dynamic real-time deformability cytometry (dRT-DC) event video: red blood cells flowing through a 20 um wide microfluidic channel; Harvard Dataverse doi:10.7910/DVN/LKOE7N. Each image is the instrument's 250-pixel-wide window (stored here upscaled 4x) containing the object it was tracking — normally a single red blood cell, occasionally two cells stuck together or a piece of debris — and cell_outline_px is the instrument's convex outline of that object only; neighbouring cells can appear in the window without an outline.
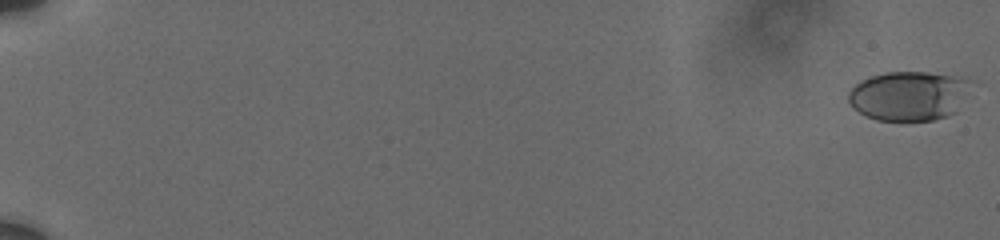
{"species": "human", "species_latin": "Homo sapiens", "temperature_condition": "cold", "stored_images_in_passage": 10, "camera_frame_rate_fps": 3000, "um_per_image_px": 0.085, "donor": {"sex": "male"}, "frame": {"image": 1, "passage_image": 1, "time_ms": 0.0, "image_size_px": [1000, 240], "cell_outline_px": [[964, 80], [956, 112], [948, 116], [932, 120], [876, 120], [864, 116], [852, 108], [848, 100], [848, 92], [860, 80], [872, 76], [888, 72], [928, 72], [960, 76]], "centroid_in_image_um": [77.08, 8.16], "position_along_channel_um": 7.9, "area_um2": 34.33}}
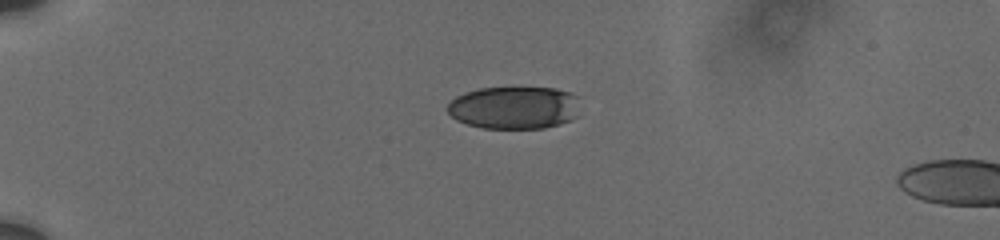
{"frame": {"image": 2, "passage_image": 8, "time_ms": 5.333, "image_size_px": [1000, 240], "cell_outline_px": [[580, 96], [576, 116], [572, 120], [560, 124], [544, 128], [484, 128], [468, 124], [456, 120], [444, 108], [456, 96], [464, 92], [480, 88], [556, 88], [572, 92]], "centroid_in_image_um": [43.73, 9.14], "position_along_channel_um": 41.3, "area_um2": 33.29}}